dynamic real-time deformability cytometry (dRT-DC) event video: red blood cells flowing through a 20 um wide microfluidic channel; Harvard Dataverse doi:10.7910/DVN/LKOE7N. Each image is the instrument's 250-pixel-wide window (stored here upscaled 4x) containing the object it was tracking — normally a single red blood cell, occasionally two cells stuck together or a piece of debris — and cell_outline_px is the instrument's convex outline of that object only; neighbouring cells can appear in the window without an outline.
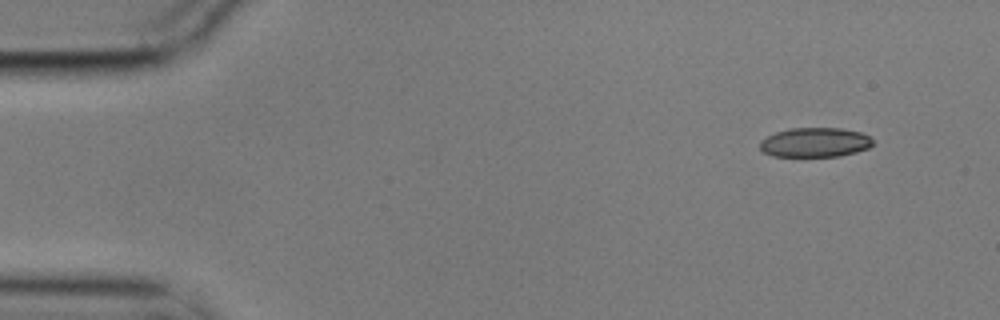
{"species": "common noctule bat (a hibernating species)", "species_latin": "Nyctalus noctula", "temperature_condition": "cold", "stored_images_in_passage": 13, "camera_frame_rate_fps": 3000, "um_per_image_px": 0.085, "animal": {"sex": "male", "body_mass_g": 17.9}, "frame": {"image": 1, "passage_image": 1, "time_ms": 0.0, "image_size_px": [1000, 320], "cell_outline_px": [[872, 144], [868, 148], [856, 152], [840, 156], [772, 156], [764, 152], [760, 148], [760, 140], [776, 132], [788, 128], [840, 128], [860, 132], [868, 136], [872, 140]], "centroid_in_image_um": [69.25, 12.1], "position_along_channel_um": 15.7, "area_um2": 19.31}}
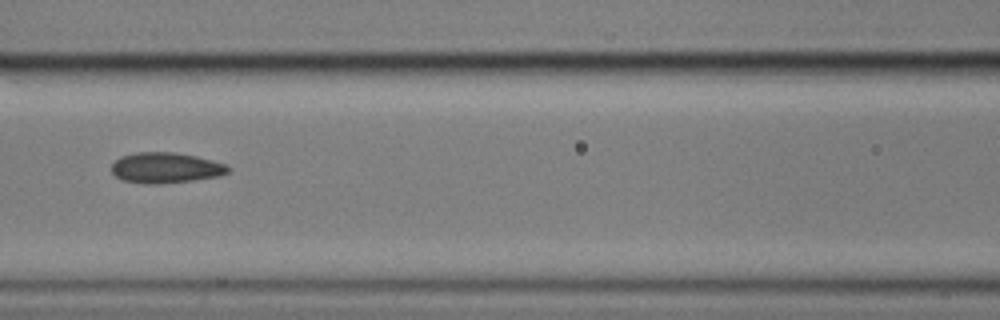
{"frame": {"image": 2, "passage_image": 6, "time_ms": 1.667, "image_size_px": [1000, 320], "cell_outline_px": [[232, 168], [228, 172], [220, 176], [192, 180], [160, 184], [144, 184], [120, 180], [112, 172], [112, 164], [120, 156], [136, 152], [176, 152], [196, 156], [212, 160], [224, 164]], "centroid_in_image_um": [14.07, 14.26], "position_along_channel_um": 152.5, "area_um2": 20.92}}
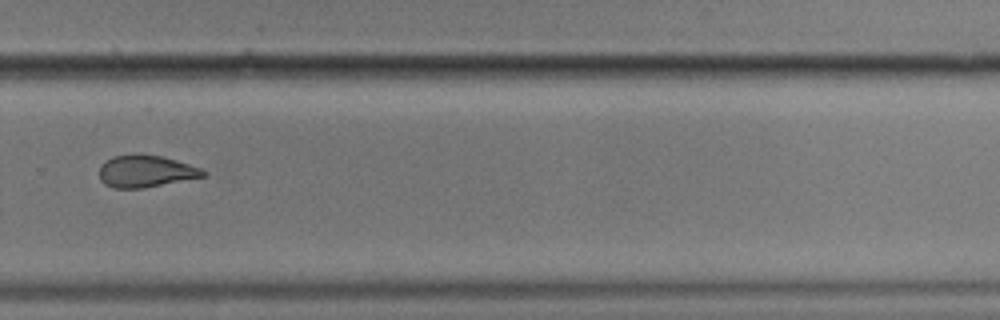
{"frame": {"image": 3, "passage_image": 10, "time_ms": 3.0, "image_size_px": [1000, 320], "cell_outline_px": [[208, 172], [204, 176], [144, 188], [112, 188], [104, 184], [100, 180], [100, 164], [112, 156], [160, 156], [176, 160], [200, 168]], "centroid_in_image_um": [12.36, 14.59], "position_along_channel_um": 317.4, "area_um2": 18.9}}